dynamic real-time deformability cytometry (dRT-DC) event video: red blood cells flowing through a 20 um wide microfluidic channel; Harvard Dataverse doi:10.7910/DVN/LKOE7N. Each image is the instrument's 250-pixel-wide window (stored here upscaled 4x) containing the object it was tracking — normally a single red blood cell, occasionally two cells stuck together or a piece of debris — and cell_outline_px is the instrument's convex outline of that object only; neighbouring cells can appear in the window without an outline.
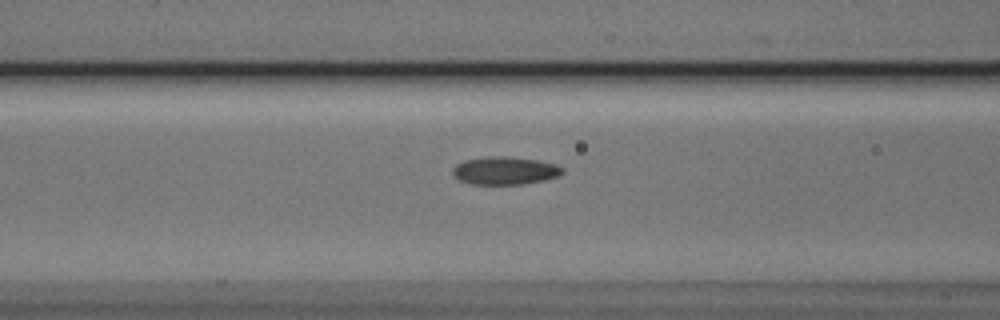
{"species": "Egyptian fruit bat (a non-hibernating species)", "species_latin": "Rousettus aegyptiacus", "temperature_condition": "cold", "stored_images_in_passage": 30, "camera_frame_rate_fps": 3000, "um_per_image_px": 0.085, "animal": {"sex": "male"}, "frame": {"image": 1, "passage_image": 8, "time_ms": 2.333, "image_size_px": [1000, 320], "cell_outline_px": [[564, 172], [560, 176], [544, 180], [520, 184], [472, 184], [460, 180], [452, 172], [452, 168], [456, 164], [464, 160], [488, 156], [508, 156], [536, 160], [556, 164], [564, 168]], "centroid_in_image_um": [42.94, 14.49], "position_along_channel_um": 123.7, "area_um2": 17.86}}
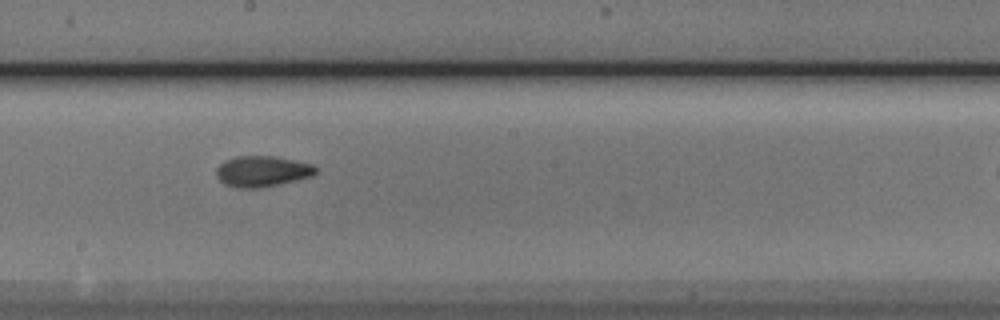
{"frame": {"image": 2, "passage_image": 16, "time_ms": 5.0, "image_size_px": [1000, 320], "cell_outline_px": [[320, 172], [312, 176], [280, 184], [260, 188], [236, 188], [224, 184], [216, 176], [216, 168], [224, 160], [236, 156], [276, 156], [296, 160], [312, 164], [320, 168]], "centroid_in_image_um": [22.32, 14.56], "position_along_channel_um": 225.9, "area_um2": 18.26}}
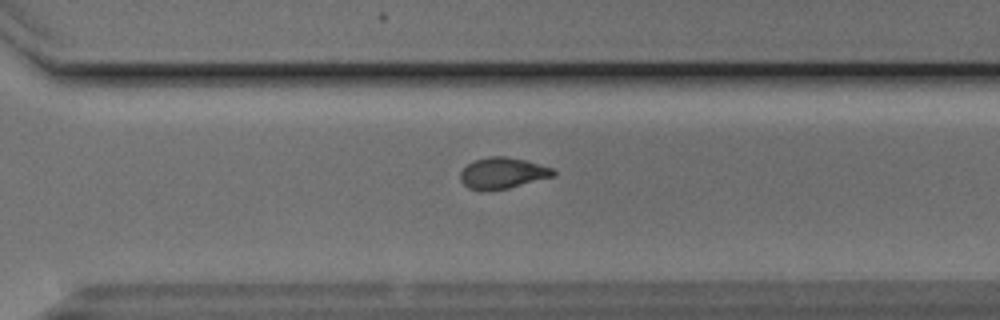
{"frame": {"image": 3, "passage_image": 24, "time_ms": 7.667, "image_size_px": [1000, 320], "cell_outline_px": [[556, 176], [508, 188], [468, 188], [460, 180], [460, 172], [472, 160], [488, 156], [504, 156], [524, 160], [552, 168], [556, 172]], "centroid_in_image_um": [42.74, 14.68], "position_along_channel_um": 327.9, "area_um2": 16.47}}